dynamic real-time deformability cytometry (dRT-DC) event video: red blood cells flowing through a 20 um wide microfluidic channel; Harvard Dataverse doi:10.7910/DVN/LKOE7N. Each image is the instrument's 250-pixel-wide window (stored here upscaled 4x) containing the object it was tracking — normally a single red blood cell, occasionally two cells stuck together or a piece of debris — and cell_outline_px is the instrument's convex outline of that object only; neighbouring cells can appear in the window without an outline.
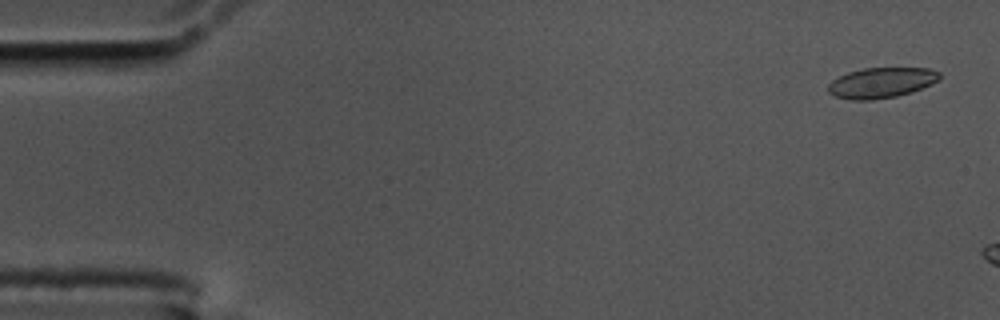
{"species": "common noctule bat (a hibernating species)", "species_latin": "Nyctalus noctula", "temperature_condition": "cold", "stored_images_in_passage": 9, "camera_frame_rate_fps": 3000, "um_per_image_px": 0.085, "animal": {"sex": "male", "body_mass_g": 17.5, "forearm_length_mm": 52.3}, "frame": {"image": 1, "passage_image": 3, "time_ms": 0.667, "image_size_px": [1000, 320], "cell_outline_px": [[940, 80], [912, 92], [896, 96], [872, 100], [852, 100], [836, 96], [828, 92], [828, 84], [832, 80], [848, 72], [864, 68], [928, 68], [940, 72]], "centroid_in_image_um": [74.92, 7.03], "position_along_channel_um": 10.1, "area_um2": 19.71}}